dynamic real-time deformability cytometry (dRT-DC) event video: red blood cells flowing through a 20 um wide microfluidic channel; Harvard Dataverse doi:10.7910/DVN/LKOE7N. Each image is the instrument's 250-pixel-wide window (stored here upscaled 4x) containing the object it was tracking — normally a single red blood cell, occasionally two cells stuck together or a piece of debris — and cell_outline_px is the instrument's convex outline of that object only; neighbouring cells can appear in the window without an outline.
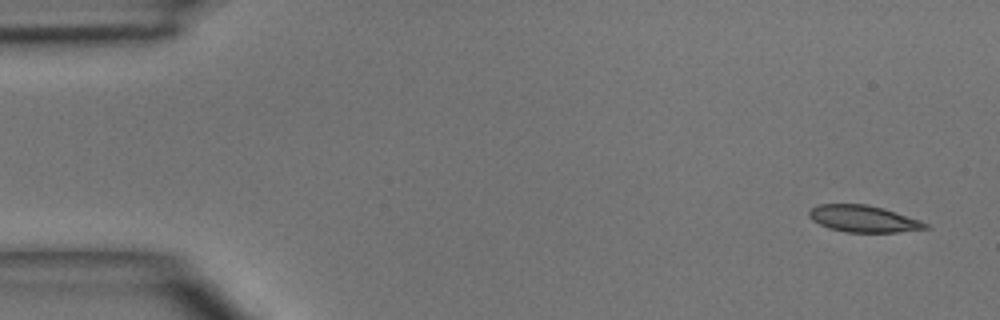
{"species": "common noctule bat (a hibernating species)", "species_latin": "Nyctalus noctula", "temperature_condition": "room temperature", "stored_images_in_passage": 5, "camera_frame_rate_fps": 3000, "um_per_image_px": 0.085, "animal": {"sex": "male", "body_mass_g": 15.6}, "frame": {"image": 1, "passage_image": 1, "time_ms": 0.0, "image_size_px": [1000, 320], "cell_outline_px": [[932, 228], [896, 232], [844, 232], [828, 228], [812, 220], [808, 216], [808, 212], [812, 208], [820, 204], [868, 204], [884, 208], [920, 220], [928, 224]], "centroid_in_image_um": [73.4, 18.59], "position_along_channel_um": 11.6, "area_um2": 18.21}}
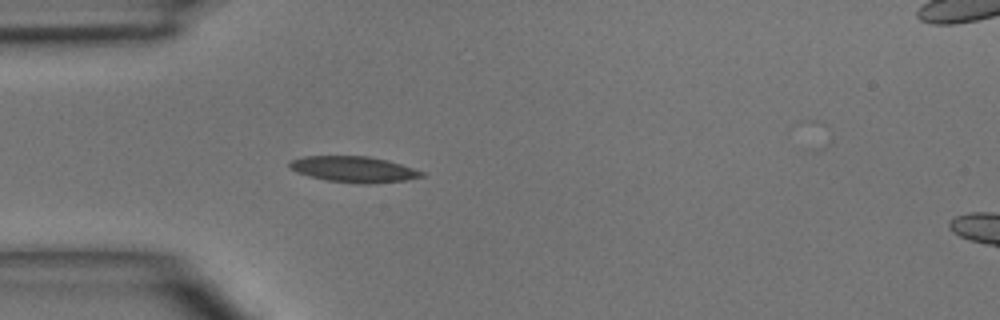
{"frame": {"image": 2, "passage_image": 4, "time_ms": 3.667, "image_size_px": [1000, 320], "cell_outline_px": [[424, 176], [404, 180], [368, 184], [360, 184], [328, 180], [308, 176], [296, 172], [288, 168], [288, 164], [292, 160], [304, 156], [368, 156], [388, 160], [424, 172]], "centroid_in_image_um": [30.03, 14.39], "position_along_channel_um": 55.0, "area_um2": 19.88}}